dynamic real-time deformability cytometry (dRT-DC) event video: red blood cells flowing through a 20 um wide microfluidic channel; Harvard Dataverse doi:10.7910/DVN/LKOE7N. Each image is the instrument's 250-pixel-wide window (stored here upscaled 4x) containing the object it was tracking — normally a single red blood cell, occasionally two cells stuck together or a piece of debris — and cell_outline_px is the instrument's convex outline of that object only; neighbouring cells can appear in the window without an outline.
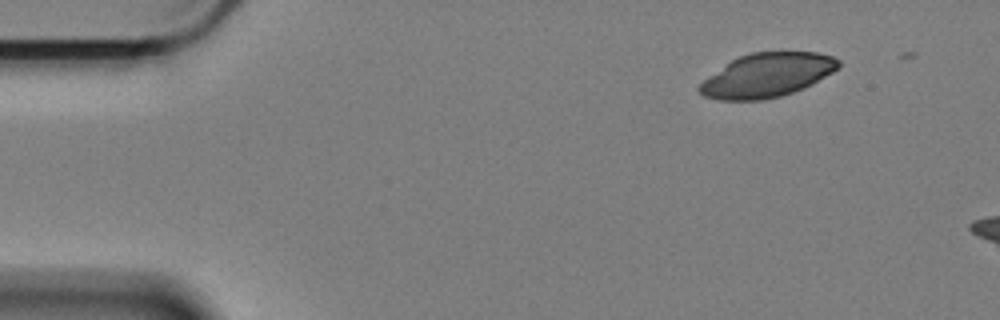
{"species": "Egyptian fruit bat (a non-hibernating species)", "species_latin": "Rousettus aegyptiacus", "temperature_condition": "cold", "stored_images_in_passage": 8, "camera_frame_rate_fps": 3000, "um_per_image_px": 0.085, "animal": {"sex": "female"}, "frame": {"image": 1, "passage_image": 2, "time_ms": 0.333, "image_size_px": [1000, 320], "cell_outline_px": [[840, 68], [812, 84], [804, 88], [780, 96], [764, 100], [716, 100], [704, 96], [696, 92], [696, 88], [704, 80], [732, 60], [740, 56], [752, 52], [780, 48], [816, 52], [832, 56], [840, 60]], "centroid_in_image_um": [65.24, 6.35], "position_along_channel_um": 19.8, "area_um2": 36.47}}